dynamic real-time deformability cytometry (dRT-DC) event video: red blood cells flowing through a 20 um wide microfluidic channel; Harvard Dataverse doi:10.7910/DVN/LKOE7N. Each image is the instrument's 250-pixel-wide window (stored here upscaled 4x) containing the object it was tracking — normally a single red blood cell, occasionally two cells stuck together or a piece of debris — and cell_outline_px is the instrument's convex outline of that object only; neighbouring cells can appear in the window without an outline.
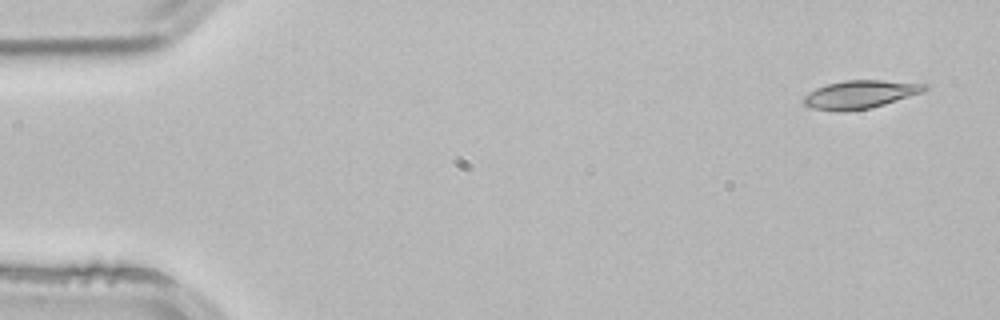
{"species": "common noctule bat (a hibernating species)", "species_latin": "Nyctalus noctula", "temperature_condition": "room temperature", "stored_images_in_passage": 3, "camera_frame_rate_fps": 3000, "um_per_image_px": 0.085, "animal": {"sex": "male", "body_mass_g": 21.5, "forearm_length_mm": 52.0}, "frame": {"image": 1, "passage_image": 1, "time_ms": 0.0, "image_size_px": [1000, 320], "cell_outline_px": [[928, 88], [924, 92], [872, 108], [844, 112], [836, 112], [812, 108], [804, 104], [804, 96], [816, 88], [828, 84], [844, 80], [880, 80], [928, 84]], "centroid_in_image_um": [73.13, 8.04], "position_along_channel_um": 11.9, "area_um2": 19.94}}